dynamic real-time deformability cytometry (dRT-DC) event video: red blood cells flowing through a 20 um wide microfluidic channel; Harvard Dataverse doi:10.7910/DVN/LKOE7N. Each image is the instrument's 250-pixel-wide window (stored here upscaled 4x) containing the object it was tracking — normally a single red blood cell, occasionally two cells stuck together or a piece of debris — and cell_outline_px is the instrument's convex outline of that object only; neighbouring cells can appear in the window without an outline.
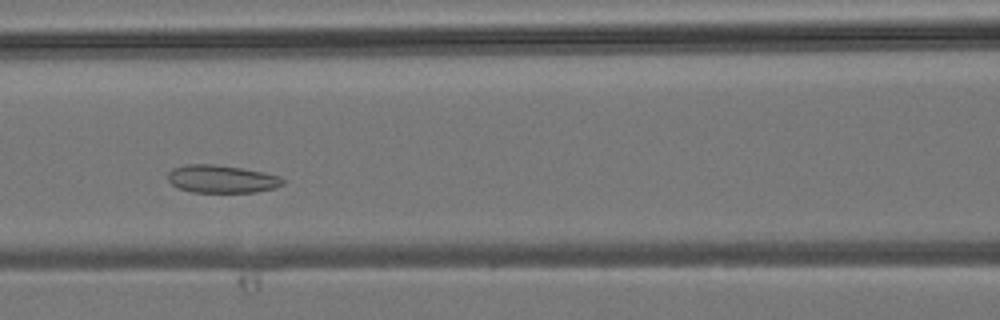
{"species": "common noctule bat (a hibernating species)", "species_latin": "Nyctalus noctula", "temperature_condition": "room temperature", "stored_images_in_passage": 39, "camera_frame_rate_fps": 3000, "um_per_image_px": 0.085, "animal": {"sex": "male", "body_mass_g": 19.2, "forearm_length_mm": 51.8}, "frame": {"image": 1, "passage_image": 14, "time_ms": 4.333, "image_size_px": [1000, 320], "cell_outline_px": [[284, 184], [276, 188], [256, 192], [192, 192], [180, 188], [172, 184], [168, 180], [168, 172], [172, 168], [184, 164], [216, 164], [264, 172], [280, 176], [284, 180]], "centroid_in_image_um": [18.85, 15.21], "position_along_channel_um": 147.7, "area_um2": 18.73}}
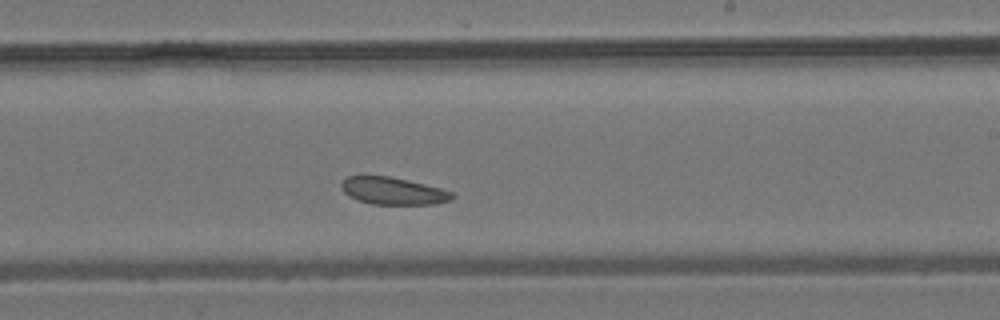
{"frame": {"image": 2, "passage_image": 21, "time_ms": 6.667, "image_size_px": [1000, 320], "cell_outline_px": [[456, 196], [452, 200], [436, 204], [372, 204], [360, 200], [344, 192], [340, 184], [348, 176], [388, 176], [408, 180], [440, 188], [452, 192]], "centroid_in_image_um": [33.47, 16.23], "position_along_channel_um": 255.5, "area_um2": 17.4}}
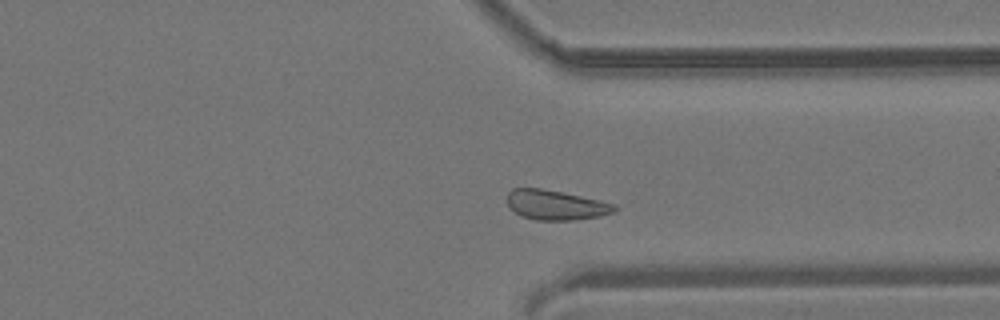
{"frame": {"image": 3, "passage_image": 28, "time_ms": 9.0, "image_size_px": [1000, 320], "cell_outline_px": [[620, 208], [616, 212], [600, 216], [572, 220], [536, 220], [520, 216], [508, 204], [508, 192], [512, 188], [540, 188], [600, 200], [616, 204]], "centroid_in_image_um": [47.29, 17.43], "position_along_channel_um": 364.1, "area_um2": 18.61}}